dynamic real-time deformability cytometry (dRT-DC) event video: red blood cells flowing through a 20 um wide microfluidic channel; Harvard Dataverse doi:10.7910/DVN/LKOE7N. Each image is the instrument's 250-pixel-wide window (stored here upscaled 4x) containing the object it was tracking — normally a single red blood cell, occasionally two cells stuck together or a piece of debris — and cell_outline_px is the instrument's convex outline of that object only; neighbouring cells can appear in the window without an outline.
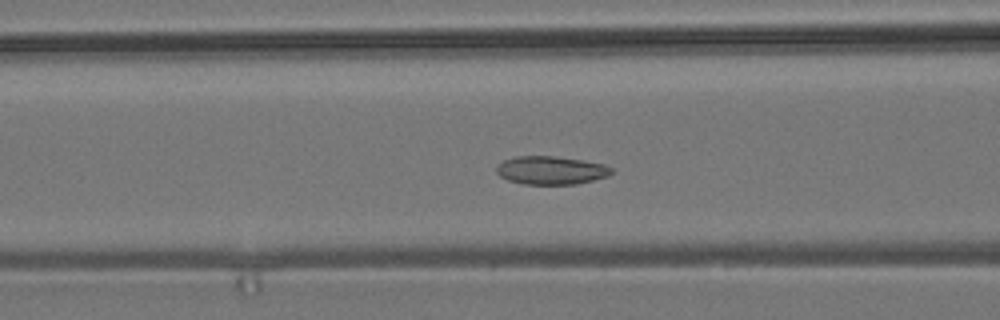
{"species": "common noctule bat (a hibernating species)", "species_latin": "Nyctalus noctula", "temperature_condition": "room temperature", "stored_images_in_passage": 53, "camera_frame_rate_fps": 3000, "um_per_image_px": 0.085, "animal": {"sex": "male", "body_mass_g": 19.2, "forearm_length_mm": 51.8}, "frame": {"image": 1, "passage_image": 20, "time_ms": 6.333, "image_size_px": [1000, 320], "cell_outline_px": [[612, 172], [608, 176], [576, 184], [524, 184], [508, 180], [500, 176], [496, 172], [496, 168], [504, 160], [516, 156], [556, 156], [584, 160], [604, 164], [612, 168]], "centroid_in_image_um": [46.84, 14.47], "position_along_channel_um": 119.8, "area_um2": 18.9}}
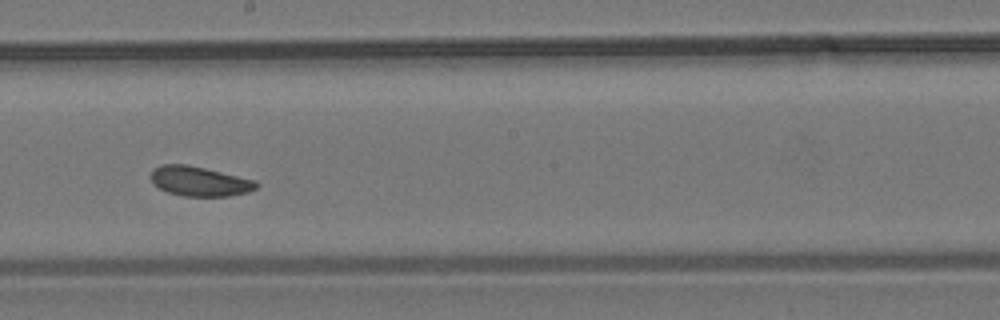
{"frame": {"image": 2, "passage_image": 29, "time_ms": 9.333, "image_size_px": [1000, 320], "cell_outline_px": [[260, 184], [256, 188], [248, 192], [228, 196], [184, 196], [168, 192], [152, 184], [152, 168], [160, 164], [188, 164], [256, 180]], "centroid_in_image_um": [16.96, 15.4], "position_along_channel_um": 231.2, "area_um2": 18.32}}
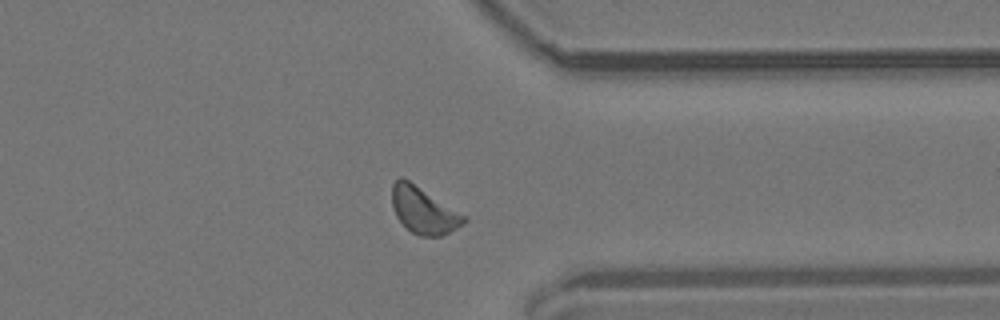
{"frame": {"image": 3, "passage_image": 41, "time_ms": 13.333, "image_size_px": [1000, 320], "cell_outline_px": [[468, 220], [464, 224], [440, 236], [420, 236], [412, 232], [396, 216], [392, 204], [392, 184], [400, 176], [408, 180], [468, 216]], "centroid_in_image_um": [36.03, 17.87], "position_along_channel_um": 375.4, "area_um2": 19.36}, "authors_computed_cell_mechanics": {"area_um2": 18.9584, "velocity_mm_per_s": 3.7238, "shape_relaxation_time_tau1_ms": 2.2038, "shape_relaxation_time_tau2_ms": 5.3004, "deformation_change_tau1": 0.0532, "deformation_change_tau2": 0.0931}}